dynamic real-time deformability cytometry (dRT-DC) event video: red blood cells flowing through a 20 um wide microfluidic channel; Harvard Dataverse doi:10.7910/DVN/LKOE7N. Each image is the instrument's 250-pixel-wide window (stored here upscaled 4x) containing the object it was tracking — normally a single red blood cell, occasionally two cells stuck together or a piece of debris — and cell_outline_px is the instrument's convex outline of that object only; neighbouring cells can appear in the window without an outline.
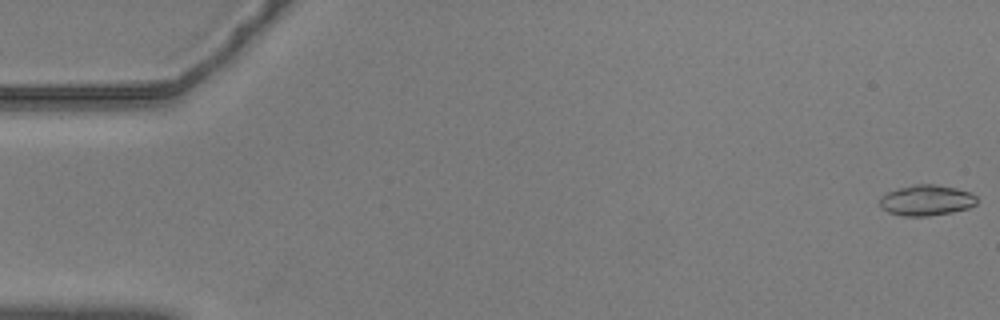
{"species": "common noctule bat (a hibernating species)", "species_latin": "Nyctalus noctula", "temperature_condition": "warm", "stored_images_in_passage": 9, "camera_frame_rate_fps": 3000, "um_per_image_px": 0.085, "animal": {"sex": "male", "body_mass_g": 20.5, "forearm_length_mm": 52.5}, "frame": {"image": 1, "passage_image": 1, "time_ms": 0.0, "image_size_px": [1000, 320], "cell_outline_px": [[976, 204], [968, 208], [952, 212], [928, 216], [900, 216], [888, 212], [880, 208], [880, 196], [888, 192], [900, 188], [916, 184], [936, 184], [956, 188], [972, 192], [976, 196]], "centroid_in_image_um": [78.74, 17.03], "position_along_channel_um": 6.3, "area_um2": 17.46}}